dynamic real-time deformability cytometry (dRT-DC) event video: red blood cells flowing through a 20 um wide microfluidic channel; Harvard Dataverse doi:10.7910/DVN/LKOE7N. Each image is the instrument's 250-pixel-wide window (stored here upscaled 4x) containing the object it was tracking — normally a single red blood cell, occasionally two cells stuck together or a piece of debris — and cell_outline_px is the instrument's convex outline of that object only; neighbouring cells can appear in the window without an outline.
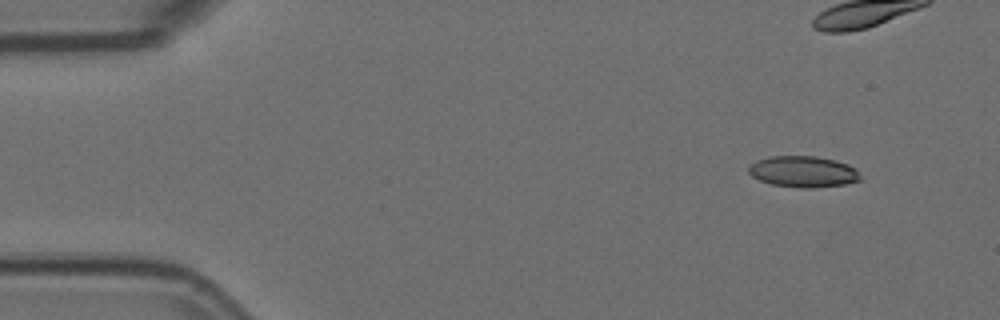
{"species": "Egyptian fruit bat (a non-hibernating species)", "species_latin": "Rousettus aegyptiacus", "temperature_condition": "room temperature", "stored_images_in_passage": 4, "camera_frame_rate_fps": 3000, "um_per_image_px": 0.085, "animal": {"sex": "female"}, "frame": {"image": 1, "passage_image": 1, "time_ms": 0.0, "image_size_px": [1000, 320], "cell_outline_px": [[860, 180], [844, 184], [812, 188], [800, 188], [772, 184], [760, 180], [752, 176], [748, 172], [748, 168], [756, 160], [772, 156], [816, 156], [836, 160], [848, 164], [856, 168], [860, 176]], "centroid_in_image_um": [68.28, 14.58], "position_along_channel_um": 16.7, "area_um2": 20.29}}